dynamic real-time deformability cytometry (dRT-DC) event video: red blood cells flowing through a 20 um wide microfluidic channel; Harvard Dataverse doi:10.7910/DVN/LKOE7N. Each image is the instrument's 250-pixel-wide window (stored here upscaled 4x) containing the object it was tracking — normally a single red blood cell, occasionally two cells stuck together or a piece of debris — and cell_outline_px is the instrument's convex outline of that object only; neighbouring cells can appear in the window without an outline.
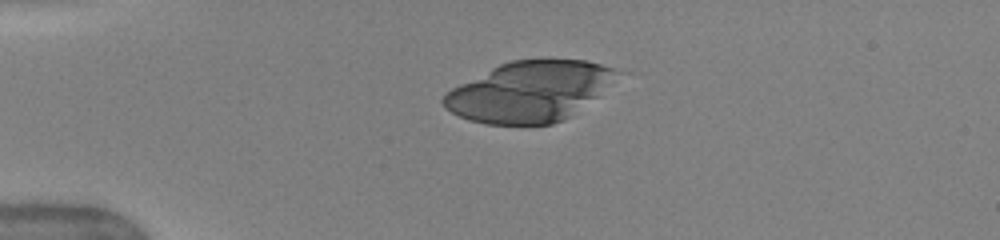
{"species": "human", "species_latin": "Homo sapiens", "temperature_condition": "warm", "stored_images_in_passage": 14, "camera_frame_rate_fps": 3000, "um_per_image_px": 0.085, "donor": {"sex": "female"}, "frame": {"image": 1, "passage_image": 9, "time_ms": 4.0, "image_size_px": [1000, 240], "cell_outline_px": [[632, 72], [564, 120], [552, 124], [484, 124], [468, 120], [444, 108], [440, 100], [452, 88], [500, 64], [512, 60], [584, 60]], "centroid_in_image_um": [45.14, 7.77], "position_along_channel_um": 39.9, "area_um2": 61.56}}